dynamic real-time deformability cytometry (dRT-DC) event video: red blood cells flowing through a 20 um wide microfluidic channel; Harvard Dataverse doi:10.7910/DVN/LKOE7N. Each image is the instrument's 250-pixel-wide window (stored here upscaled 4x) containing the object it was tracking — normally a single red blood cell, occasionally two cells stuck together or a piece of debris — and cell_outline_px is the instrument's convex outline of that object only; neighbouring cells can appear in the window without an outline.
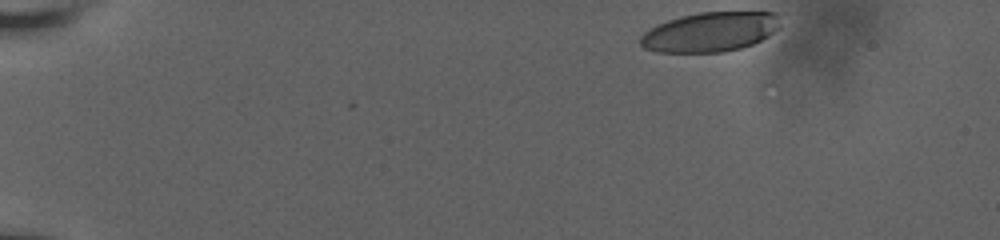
{"species": "human", "species_latin": "Homo sapiens", "temperature_condition": "room temperature", "stored_images_in_passage": 35, "camera_frame_rate_fps": 3000, "um_per_image_px": 0.085, "donor": {"sex": "male"}, "frame": {"image": 1, "passage_image": 1, "time_ms": 0.0, "image_size_px": [1000, 240], "cell_outline_px": [[780, 28], [768, 36], [752, 44], [740, 48], [724, 52], [656, 52], [644, 48], [640, 44], [640, 36], [644, 32], [656, 24], [680, 16], [700, 12], [776, 12]], "centroid_in_image_um": [60.34, 2.71], "position_along_channel_um": 24.7, "area_um2": 32.31}}
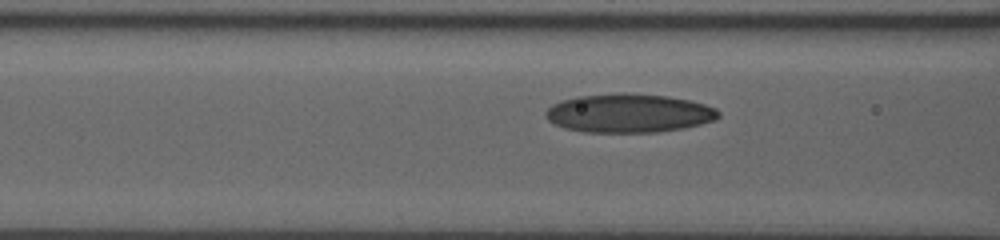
{"frame": {"image": 2, "passage_image": 20, "time_ms": 5.667, "image_size_px": [1000, 240], "cell_outline_px": [[720, 116], [716, 120], [684, 128], [656, 132], [584, 132], [564, 128], [548, 120], [544, 116], [544, 112], [552, 104], [560, 100], [576, 96], [620, 92], [624, 92], [668, 96], [688, 100], [704, 104], [716, 108], [720, 112]], "centroid_in_image_um": [53.43, 9.61], "position_along_channel_um": 113.2, "area_um2": 39.36}}
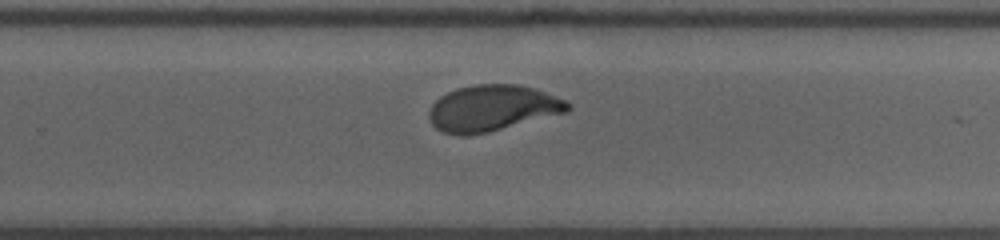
{"frame": {"image": 3, "passage_image": 35, "time_ms": 10.333, "image_size_px": [1000, 240], "cell_outline_px": [[572, 108], [564, 112], [488, 132], [464, 136], [460, 136], [444, 132], [436, 128], [432, 124], [428, 116], [428, 112], [432, 104], [440, 96], [456, 88], [476, 84], [520, 84], [536, 88], [568, 100], [572, 104]], "centroid_in_image_um": [41.85, 9.17], "position_along_channel_um": 287.9, "area_um2": 37.34}}